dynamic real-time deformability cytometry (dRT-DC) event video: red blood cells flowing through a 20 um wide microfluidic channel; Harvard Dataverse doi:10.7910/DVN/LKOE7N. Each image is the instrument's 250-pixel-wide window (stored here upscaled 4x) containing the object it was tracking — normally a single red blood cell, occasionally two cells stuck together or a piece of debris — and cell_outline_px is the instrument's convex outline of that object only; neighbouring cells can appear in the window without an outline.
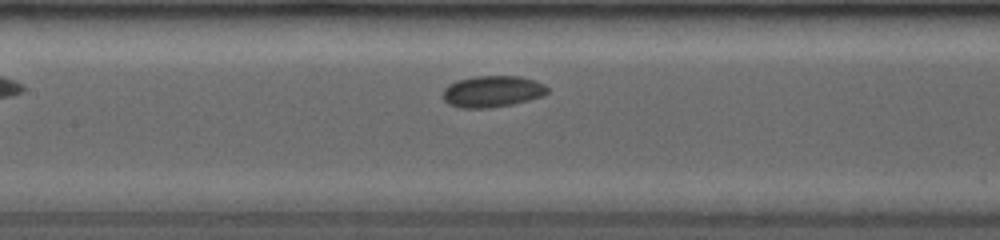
{"species": "common noctule bat (a hibernating species)", "species_latin": "Nyctalus noctula", "temperature_condition": "room temperature", "stored_images_in_passage": 38, "segment_of_instrument_passage": [1, 2], "camera_frame_rate_fps": 4000, "um_per_image_px": 0.085, "animal": {"sex": "female", "body_mass_g": 19.0, "forearm_length_mm": 53.3}, "frame": {"image": 1, "passage_image": 11, "time_ms": 2.5, "image_size_px": [1000, 240], "cell_outline_px": [[548, 92], [544, 96], [512, 104], [488, 108], [460, 108], [448, 104], [444, 100], [444, 88], [460, 80], [476, 76], [516, 76], [532, 80], [544, 84], [548, 88]], "centroid_in_image_um": [41.87, 7.79], "position_along_channel_um": 165.5, "area_um2": 18.9}}
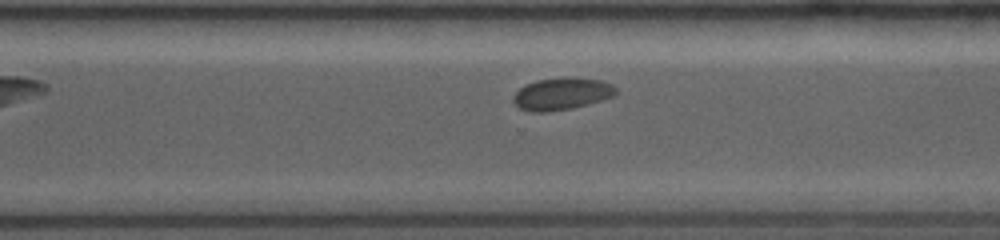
{"frame": {"image": 2, "passage_image": 27, "time_ms": 6.5, "image_size_px": [1000, 240], "cell_outline_px": [[616, 92], [612, 96], [588, 104], [572, 108], [548, 112], [532, 112], [520, 108], [512, 100], [512, 96], [520, 88], [528, 84], [540, 80], [600, 80], [616, 88]], "centroid_in_image_um": [47.68, 8.04], "position_along_channel_um": 322.9, "area_um2": 18.09}}
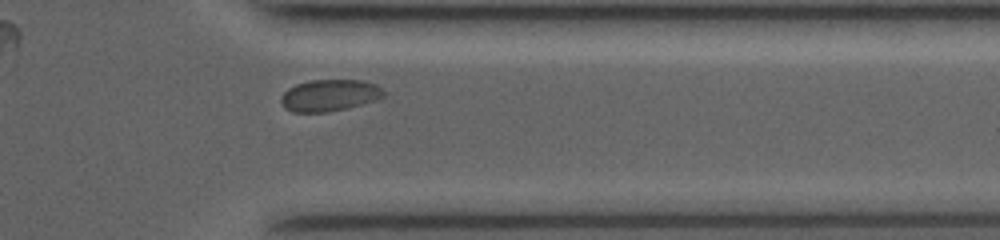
{"frame": {"image": 3, "passage_image": 33, "time_ms": 8.0, "image_size_px": [1000, 240], "cell_outline_px": [[384, 96], [380, 100], [348, 108], [328, 112], [292, 112], [284, 108], [280, 100], [280, 96], [288, 88], [296, 84], [312, 80], [360, 80], [376, 84], [384, 92]], "centroid_in_image_um": [28.01, 8.11], "position_along_channel_um": 383.4, "area_um2": 19.19}}